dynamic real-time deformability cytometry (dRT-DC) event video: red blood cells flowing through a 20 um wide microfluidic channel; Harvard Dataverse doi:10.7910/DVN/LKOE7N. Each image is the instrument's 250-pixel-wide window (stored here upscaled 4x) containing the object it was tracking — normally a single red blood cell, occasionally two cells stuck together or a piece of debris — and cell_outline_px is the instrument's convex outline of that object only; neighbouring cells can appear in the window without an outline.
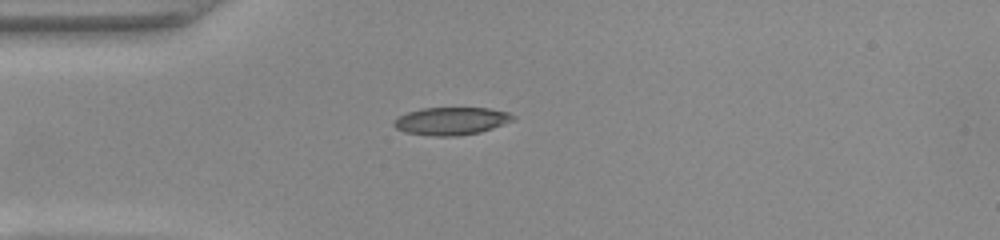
{"species": "common noctule bat (a hibernating species)", "species_latin": "Nyctalus noctula", "temperature_condition": "warm", "stored_images_in_passage": 33, "camera_frame_rate_fps": 3000, "um_per_image_px": 0.085, "animal": {"sex": "female", "body_mass_g": 22.0, "forearm_length_mm": 56.7}, "frame": {"image": 1, "passage_image": 1, "time_ms": 0.0, "image_size_px": [1000, 240], "cell_outline_px": [[516, 120], [480, 132], [456, 136], [432, 136], [404, 132], [396, 128], [392, 124], [392, 120], [408, 112], [420, 108], [488, 108], [508, 112], [516, 116]], "centroid_in_image_um": [38.36, 10.29], "position_along_channel_um": 46.6, "area_um2": 19.36}}
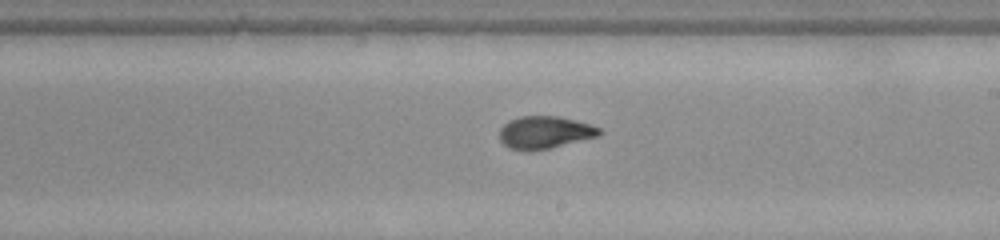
{"frame": {"image": 2, "passage_image": 17, "time_ms": 5.333, "image_size_px": [1000, 240], "cell_outline_px": [[604, 132], [596, 136], [548, 148], [528, 152], [508, 148], [500, 140], [500, 128], [508, 120], [520, 116], [556, 116], [576, 120], [600, 128]], "centroid_in_image_um": [46.25, 11.25], "position_along_channel_um": 242.8, "area_um2": 18.79}}
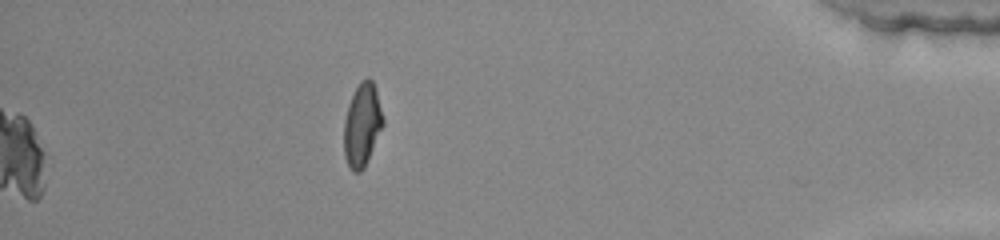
{"frame": {"image": 3, "passage_image": 33, "time_ms": 10.667, "image_size_px": [1000, 240], "cell_outline_px": [[384, 124], [364, 168], [360, 172], [352, 172], [344, 156], [344, 120], [348, 104], [360, 80], [368, 76], [372, 80], [376, 92], [384, 120]], "centroid_in_image_um": [30.77, 10.62], "position_along_channel_um": 404.4, "area_um2": 18.84}, "authors_computed_cell_mechanics": {"area_um2": 18.9006, "velocity_mm_per_s": 3.961, "shape_relaxation_time_tau1_ms": 5.1682, "shape_relaxation_time_tau2_ms": 1.2488, "deformation_change_tau1": 0.224, "deformation_change_tau2": 0.068}}